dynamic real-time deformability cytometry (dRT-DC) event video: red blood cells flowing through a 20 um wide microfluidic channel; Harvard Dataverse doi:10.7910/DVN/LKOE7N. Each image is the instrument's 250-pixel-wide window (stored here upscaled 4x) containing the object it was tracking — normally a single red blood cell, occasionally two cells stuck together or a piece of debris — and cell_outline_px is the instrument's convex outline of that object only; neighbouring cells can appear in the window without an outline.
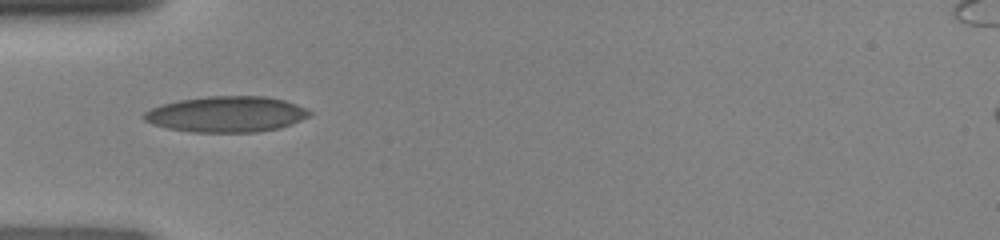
{"species": "human", "species_latin": "Homo sapiens", "temperature_condition": "room temperature", "stored_images_in_passage": 33, "camera_frame_rate_fps": 3000, "um_per_image_px": 0.085, "donor": {"sex": "female"}, "frame": {"image": 1, "passage_image": 1, "time_ms": 0.0, "image_size_px": [1000, 240], "cell_outline_px": [[312, 116], [292, 124], [280, 128], [256, 132], [192, 132], [168, 128], [152, 124], [144, 120], [140, 116], [144, 112], [160, 104], [180, 100], [208, 96], [264, 96], [284, 100], [296, 104], [312, 112]], "centroid_in_image_um": [19.25, 9.71], "position_along_channel_um": 65.8, "area_um2": 34.74}}
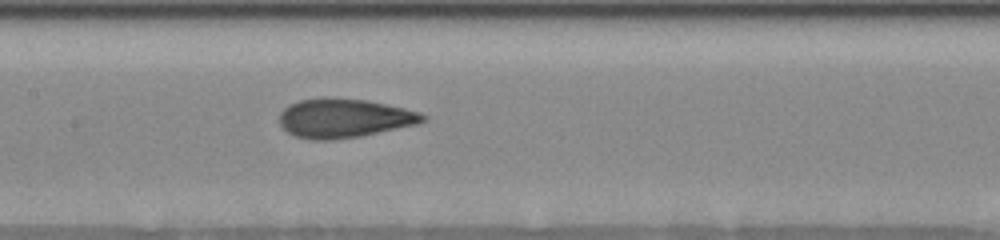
{"frame": {"image": 2, "passage_image": 9, "time_ms": 2.667, "image_size_px": [1000, 240], "cell_outline_px": [[428, 120], [416, 124], [360, 136], [332, 140], [312, 140], [296, 136], [288, 132], [280, 124], [280, 112], [284, 108], [300, 100], [324, 96], [328, 96], [368, 100], [404, 108], [420, 112], [428, 116]], "centroid_in_image_um": [29.26, 10.03], "position_along_channel_um": 178.1, "area_um2": 32.77}}
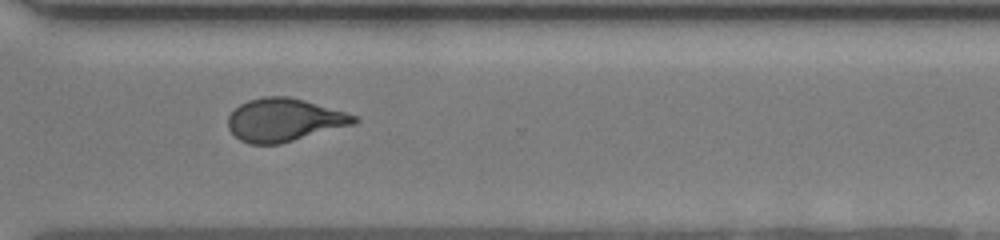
{"frame": {"image": 3, "passage_image": 21, "time_ms": 6.667, "image_size_px": [1000, 240], "cell_outline_px": [[360, 120], [356, 124], [280, 144], [248, 144], [240, 140], [228, 128], [228, 116], [240, 104], [248, 100], [264, 96], [288, 96], [304, 100], [360, 116]], "centroid_in_image_um": [24.19, 10.2], "position_along_channel_um": 346.4, "area_um2": 31.79}}